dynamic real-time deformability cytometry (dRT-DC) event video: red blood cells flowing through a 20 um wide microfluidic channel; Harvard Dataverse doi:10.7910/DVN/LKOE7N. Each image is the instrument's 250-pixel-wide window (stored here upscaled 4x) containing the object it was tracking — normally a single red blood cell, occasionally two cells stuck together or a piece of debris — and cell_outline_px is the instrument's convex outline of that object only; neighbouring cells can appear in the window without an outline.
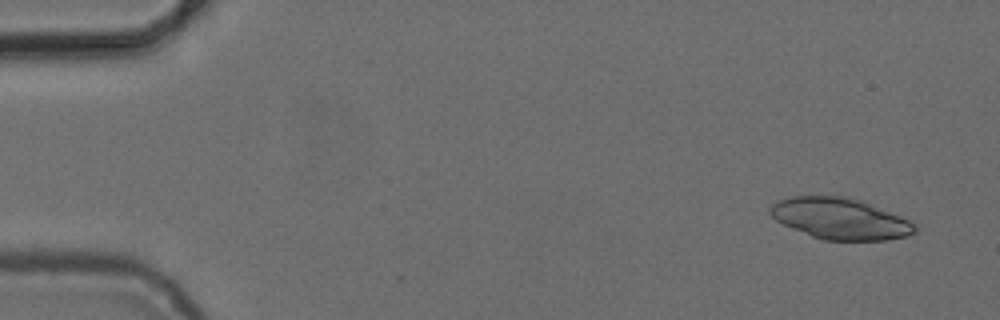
{"species": "common noctule bat (a hibernating species)", "species_latin": "Nyctalus noctula", "temperature_condition": "cold", "stored_images_in_passage": 5, "camera_frame_rate_fps": 3000, "um_per_image_px": 0.085, "animal": {"sex": "female", "body_mass_g": 24.6, "forearm_length_mm": 56.2}, "frame": {"image": 1, "passage_image": 1, "time_ms": 0.0, "image_size_px": [1000, 320], "cell_outline_px": [[916, 232], [908, 236], [888, 240], [824, 240], [812, 236], [792, 228], [776, 220], [768, 212], [768, 208], [772, 204], [780, 200], [792, 196], [848, 196], [860, 200], [900, 216], [916, 224]], "centroid_in_image_um": [71.42, 18.59], "position_along_channel_um": 13.6, "area_um2": 34.62}}